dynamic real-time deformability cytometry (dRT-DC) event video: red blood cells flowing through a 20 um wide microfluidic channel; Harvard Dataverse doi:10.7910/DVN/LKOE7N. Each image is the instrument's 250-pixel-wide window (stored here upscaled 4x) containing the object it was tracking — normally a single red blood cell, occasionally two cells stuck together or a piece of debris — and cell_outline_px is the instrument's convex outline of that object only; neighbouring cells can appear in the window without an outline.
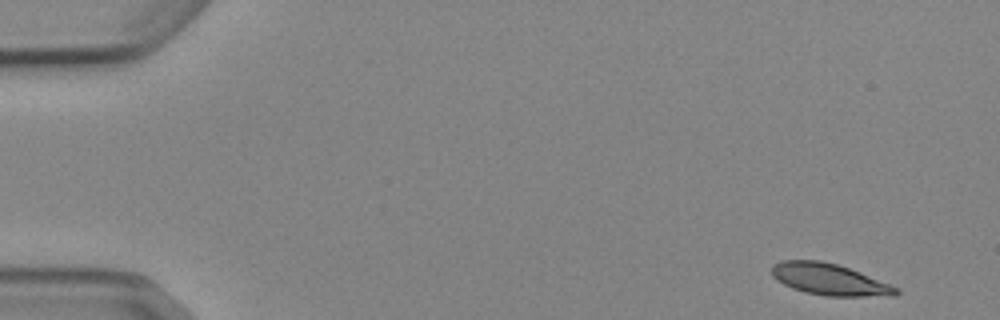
{"species": "Egyptian fruit bat (a non-hibernating species)", "species_latin": "Rousettus aegyptiacus", "temperature_condition": "cold", "stored_images_in_passage": 4, "camera_frame_rate_fps": 3000, "um_per_image_px": 0.085, "animal": {"sex": "female"}, "frame": {"image": 1, "passage_image": 1, "time_ms": 0.0, "image_size_px": [1000, 320], "cell_outline_px": [[900, 292], [896, 296], [824, 296], [804, 292], [792, 288], [784, 284], [772, 276], [772, 264], [780, 260], [820, 260], [836, 264], [848, 268], [900, 288]], "centroid_in_image_um": [70.49, 23.75], "position_along_channel_um": 14.5, "area_um2": 22.83}}
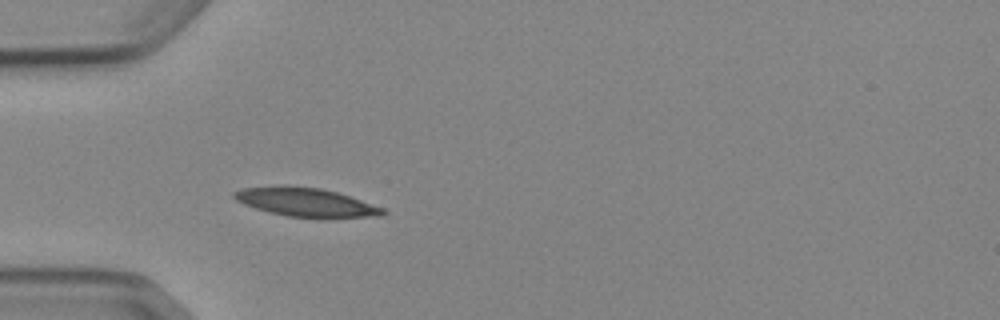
{"frame": {"image": 2, "passage_image": 4, "time_ms": 4.333, "image_size_px": [1000, 320], "cell_outline_px": [[388, 212], [384, 216], [288, 216], [268, 212], [244, 204], [236, 200], [232, 196], [232, 192], [244, 188], [280, 184], [320, 188], [336, 192], [384, 208]], "centroid_in_image_um": [25.92, 17.15], "position_along_channel_um": 59.1, "area_um2": 24.39}}